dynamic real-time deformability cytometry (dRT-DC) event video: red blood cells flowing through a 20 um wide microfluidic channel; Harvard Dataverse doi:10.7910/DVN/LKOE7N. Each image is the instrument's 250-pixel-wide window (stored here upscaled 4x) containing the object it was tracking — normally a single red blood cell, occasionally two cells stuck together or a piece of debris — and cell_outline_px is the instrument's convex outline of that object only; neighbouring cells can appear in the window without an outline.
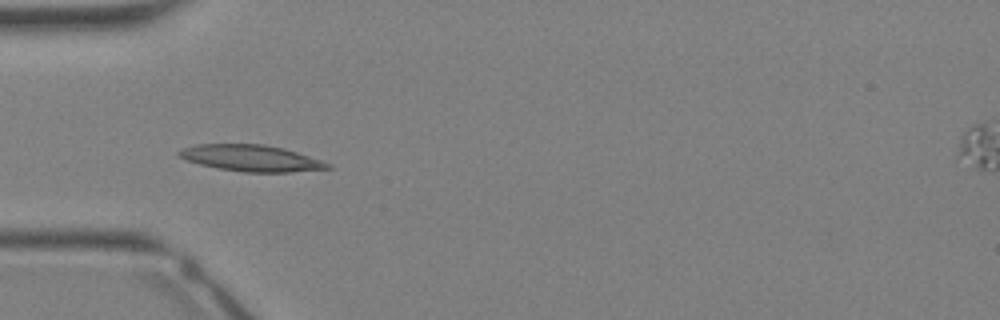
{"species": "Egyptian fruit bat (a non-hibernating species)", "species_latin": "Rousettus aegyptiacus", "temperature_condition": "warm", "stored_images_in_passage": 33, "camera_frame_rate_fps": 3000, "um_per_image_px": 0.085, "animal": {"sex": "female"}, "frame": {"image": 1, "passage_image": 10, "time_ms": 3.0, "image_size_px": [1000, 320], "cell_outline_px": [[332, 168], [288, 172], [244, 172], [220, 168], [200, 164], [184, 160], [176, 152], [184, 148], [196, 144], [264, 144], [284, 148], [332, 164]], "centroid_in_image_um": [21.34, 13.44], "position_along_channel_um": 63.7, "area_um2": 22.66}}
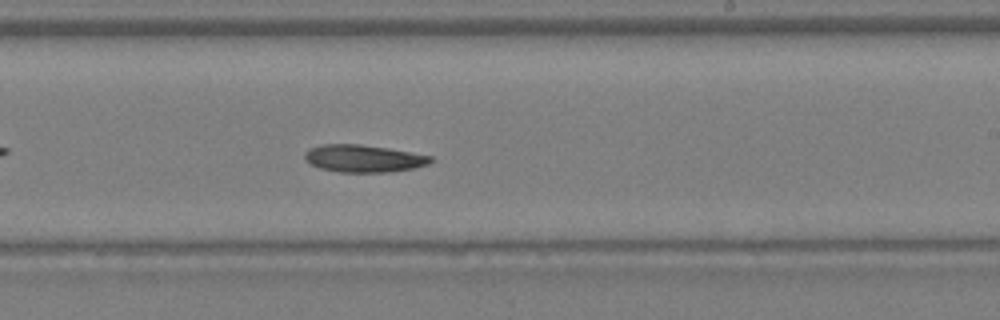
{"frame": {"image": 2, "passage_image": 20, "time_ms": 6.333, "image_size_px": [1000, 320], "cell_outline_px": [[432, 160], [428, 164], [416, 168], [388, 172], [340, 172], [320, 168], [304, 160], [304, 152], [308, 148], [320, 144], [360, 144], [388, 148], [432, 156]], "centroid_in_image_um": [30.87, 13.46], "position_along_channel_um": 258.1, "area_um2": 20.17}}
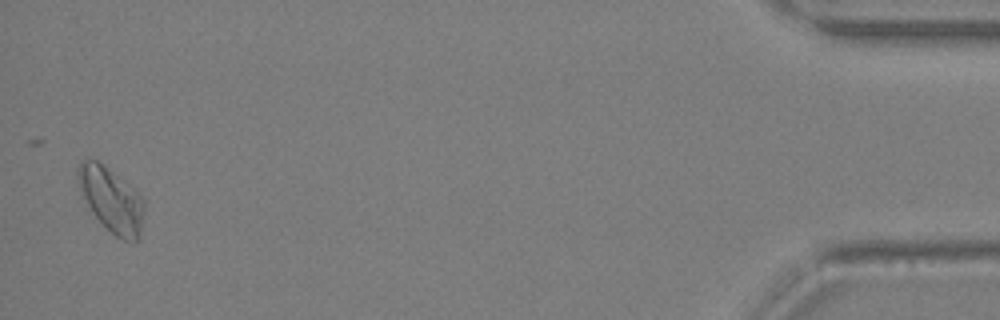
{"frame": {"image": 3, "passage_image": 33, "time_ms": 10.667, "image_size_px": [1000, 320], "cell_outline_px": [[144, 212], [140, 236], [132, 244], [116, 236], [92, 212], [84, 196], [76, 176], [76, 172], [80, 164], [84, 160], [96, 160], [132, 188], [144, 200]], "centroid_in_image_um": [9.49, 17.02], "position_along_channel_um": 425.7, "area_um2": 23.99}}